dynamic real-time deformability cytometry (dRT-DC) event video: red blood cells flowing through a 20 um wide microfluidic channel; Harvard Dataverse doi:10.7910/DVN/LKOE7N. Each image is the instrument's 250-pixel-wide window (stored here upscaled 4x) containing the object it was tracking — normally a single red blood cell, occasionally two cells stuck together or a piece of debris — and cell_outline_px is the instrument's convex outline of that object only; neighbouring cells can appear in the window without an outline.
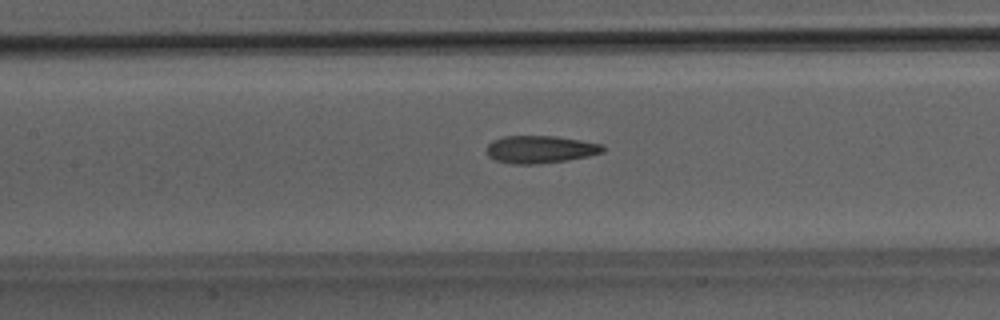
{"species": "Egyptian fruit bat (a non-hibernating species)", "species_latin": "Rousettus aegyptiacus", "temperature_condition": "room temperature", "stored_images_in_passage": 37, "camera_frame_rate_fps": 3000, "um_per_image_px": 0.085, "animal": {"sex": "male"}, "frame": {"image": 1, "passage_image": 13, "time_ms": 4.0, "image_size_px": [1000, 320], "cell_outline_px": [[604, 152], [588, 156], [564, 160], [536, 164], [512, 164], [496, 160], [488, 156], [488, 144], [492, 140], [504, 136], [556, 136], [604, 144]], "centroid_in_image_um": [45.93, 12.69], "position_along_channel_um": 161.5, "area_um2": 18.55}, "authors_computed_cell_mechanics": {"area_um2": 18.3226, "velocity_mm_per_s": 4.0842, "shape_relaxation_time_tau1_ms": null, "shape_relaxation_time_tau2_ms": 2.1696, "deformation_change_tau1": null, "deformation_change_tau2": 0.116}}